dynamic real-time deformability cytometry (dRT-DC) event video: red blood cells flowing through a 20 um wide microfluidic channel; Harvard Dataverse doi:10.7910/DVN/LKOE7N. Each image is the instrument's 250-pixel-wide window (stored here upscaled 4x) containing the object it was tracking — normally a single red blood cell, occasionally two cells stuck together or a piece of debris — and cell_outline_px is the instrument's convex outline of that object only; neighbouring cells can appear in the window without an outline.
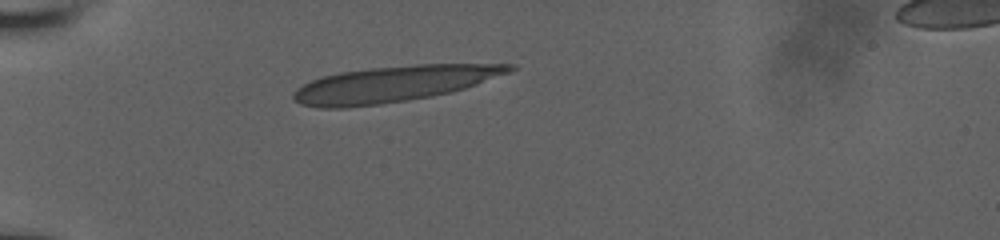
{"species": "human", "species_latin": "Homo sapiens", "temperature_condition": "room temperature", "stored_images_in_passage": 6, "camera_frame_rate_fps": 3000, "um_per_image_px": 0.085, "donor": {"sex": "male"}, "frame": {"image": 1, "passage_image": 1, "time_ms": 0.0, "image_size_px": [1000, 240], "cell_outline_px": [[516, 68], [508, 72], [476, 84], [452, 92], [432, 96], [408, 100], [380, 104], [344, 108], [316, 108], [300, 104], [292, 100], [292, 92], [296, 88], [312, 80], [324, 76], [340, 72], [372, 68], [416, 64], [516, 64]], "centroid_in_image_um": [33.4, 7.14], "position_along_channel_um": 51.6, "area_um2": 45.08}}
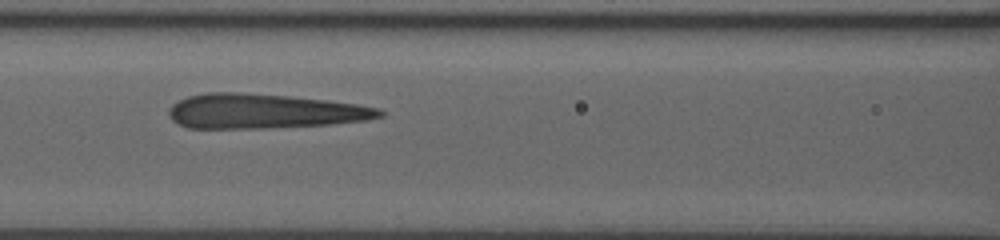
{"frame": {"image": 2, "passage_image": 4, "time_ms": 3.0, "image_size_px": [1000, 240], "cell_outline_px": [[384, 116], [368, 120], [328, 124], [260, 128], [188, 128], [172, 120], [168, 112], [168, 108], [172, 104], [188, 96], [208, 92], [236, 92], [288, 96], [328, 100], [356, 104], [380, 108], [384, 112]], "centroid_in_image_um": [22.45, 9.45], "position_along_channel_um": 144.2, "area_um2": 42.43}}
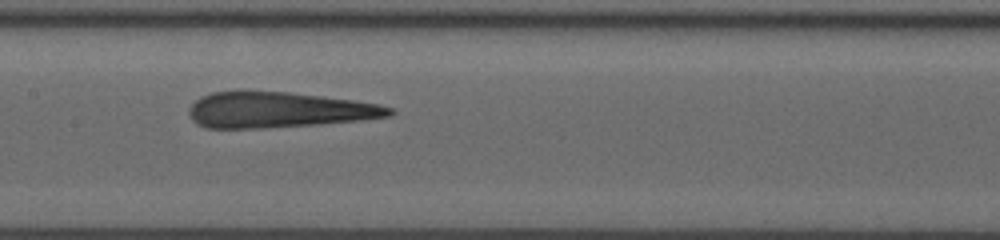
{"frame": {"image": 3, "passage_image": 5, "time_ms": 4.0, "image_size_px": [1000, 240], "cell_outline_px": [[396, 112], [392, 116], [360, 120], [320, 124], [264, 128], [208, 128], [196, 124], [192, 120], [188, 112], [188, 108], [200, 96], [212, 92], [240, 88], [288, 92], [324, 96], [380, 104], [396, 108]], "centroid_in_image_um": [23.65, 9.31], "position_along_channel_um": 183.7, "area_um2": 42.83}}